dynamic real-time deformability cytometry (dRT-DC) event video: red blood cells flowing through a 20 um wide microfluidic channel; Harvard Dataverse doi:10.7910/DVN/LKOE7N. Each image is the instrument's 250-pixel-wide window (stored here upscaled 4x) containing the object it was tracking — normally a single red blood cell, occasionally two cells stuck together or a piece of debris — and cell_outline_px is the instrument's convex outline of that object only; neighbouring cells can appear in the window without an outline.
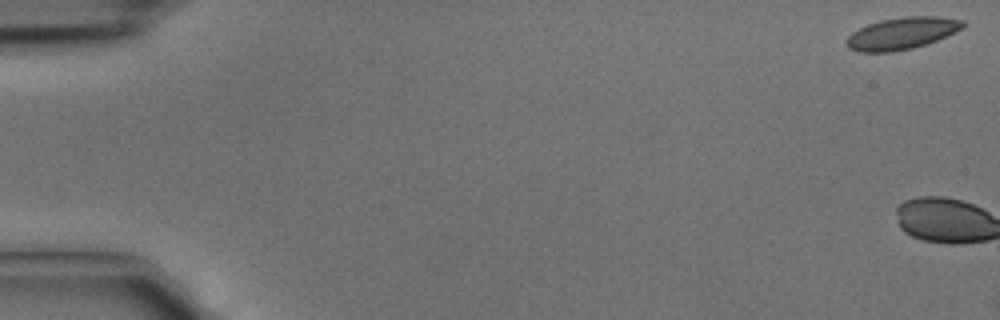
{"species": "common noctule bat (a hibernating species)", "species_latin": "Nyctalus noctula", "temperature_condition": "cold", "stored_images_in_passage": 2, "camera_frame_rate_fps": 3000, "um_per_image_px": 0.085, "animal": {"sex": "male", "body_mass_g": 15.6}, "frame": {"image": 1, "passage_image": 1, "time_ms": 0.0, "image_size_px": [1000, 320], "cell_outline_px": [[964, 28], [936, 40], [912, 48], [892, 52], [860, 52], [848, 48], [844, 44], [844, 40], [852, 32], [868, 24], [880, 20], [904, 16], [936, 16], [964, 20]], "centroid_in_image_um": [76.62, 2.83], "position_along_channel_um": 8.4, "area_um2": 21.73}}